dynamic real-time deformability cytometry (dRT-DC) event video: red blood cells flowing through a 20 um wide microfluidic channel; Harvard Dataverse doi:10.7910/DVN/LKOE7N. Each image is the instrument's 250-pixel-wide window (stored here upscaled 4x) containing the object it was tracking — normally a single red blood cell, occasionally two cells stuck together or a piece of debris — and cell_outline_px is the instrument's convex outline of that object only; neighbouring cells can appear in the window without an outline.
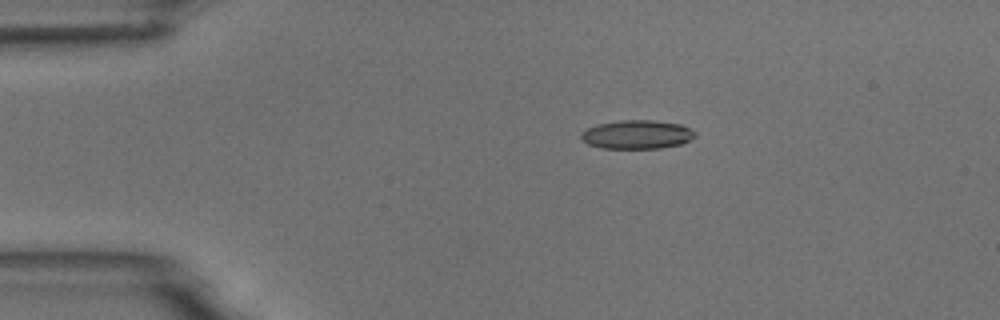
{"species": "common noctule bat (a hibernating species)", "species_latin": "Nyctalus noctula", "temperature_condition": "room temperature", "stored_images_in_passage": 2, "camera_frame_rate_fps": 3000, "um_per_image_px": 0.085, "animal": {"sex": "male", "body_mass_g": 18.8}, "frame": {"image": 1, "passage_image": 1, "time_ms": 0.0, "image_size_px": [1000, 320], "cell_outline_px": [[696, 136], [680, 144], [660, 148], [604, 148], [588, 144], [580, 140], [580, 132], [596, 124], [620, 120], [652, 120], [680, 124], [696, 132]], "centroid_in_image_um": [54.1, 11.43], "position_along_channel_um": 30.9, "area_um2": 19.07}}